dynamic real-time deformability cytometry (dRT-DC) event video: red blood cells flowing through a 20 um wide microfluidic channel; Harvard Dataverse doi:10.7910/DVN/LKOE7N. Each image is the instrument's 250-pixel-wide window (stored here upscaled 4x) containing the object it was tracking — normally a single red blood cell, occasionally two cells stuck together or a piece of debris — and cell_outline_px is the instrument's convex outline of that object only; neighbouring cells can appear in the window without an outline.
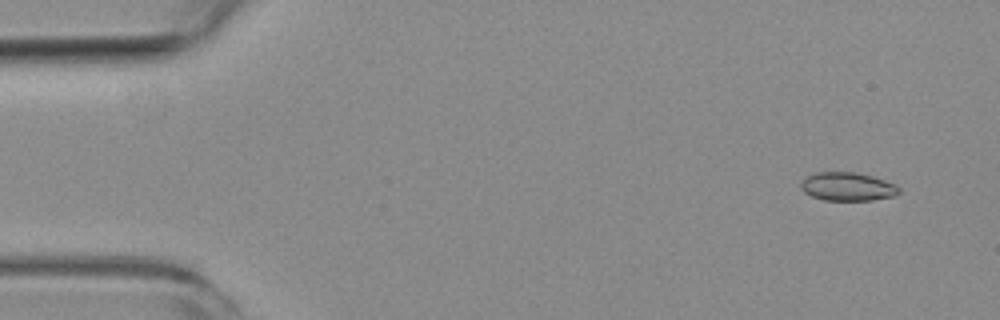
{"species": "common noctule bat (a hibernating species)", "species_latin": "Nyctalus noctula", "temperature_condition": "room temperature", "stored_images_in_passage": 6, "camera_frame_rate_fps": 3000, "um_per_image_px": 0.085, "animal": {"sex": "female", "body_mass_g": 19.3, "forearm_length_mm": 54.1}, "frame": {"image": 1, "passage_image": 1, "time_ms": 0.0, "image_size_px": [1000, 320], "cell_outline_px": [[900, 192], [896, 196], [872, 200], [824, 200], [812, 196], [804, 192], [800, 188], [800, 180], [816, 172], [856, 172], [872, 176], [896, 184], [900, 188]], "centroid_in_image_um": [72.04, 15.86], "position_along_channel_um": 13.0, "area_um2": 16.42}}
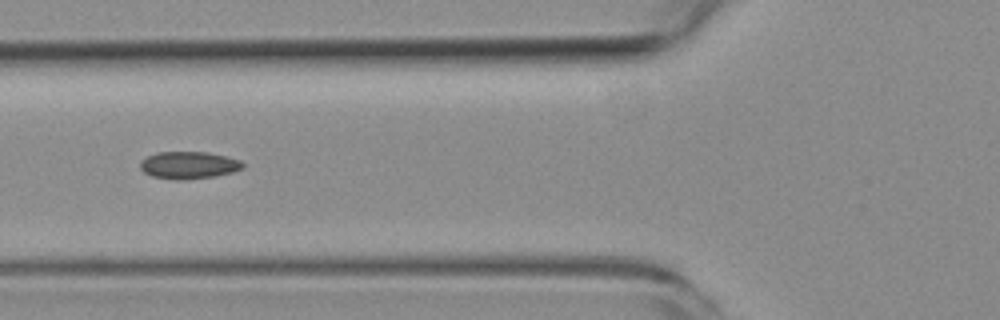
{"frame": {"image": 2, "passage_image": 6, "time_ms": 5.667, "image_size_px": [1000, 320], "cell_outline_px": [[244, 168], [232, 172], [216, 176], [188, 180], [172, 180], [152, 176], [144, 172], [140, 168], [140, 164], [148, 156], [156, 152], [208, 152], [228, 156], [240, 160], [244, 164]], "centroid_in_image_um": [16.08, 14.04], "position_along_channel_um": 109.7, "area_um2": 16.47}}